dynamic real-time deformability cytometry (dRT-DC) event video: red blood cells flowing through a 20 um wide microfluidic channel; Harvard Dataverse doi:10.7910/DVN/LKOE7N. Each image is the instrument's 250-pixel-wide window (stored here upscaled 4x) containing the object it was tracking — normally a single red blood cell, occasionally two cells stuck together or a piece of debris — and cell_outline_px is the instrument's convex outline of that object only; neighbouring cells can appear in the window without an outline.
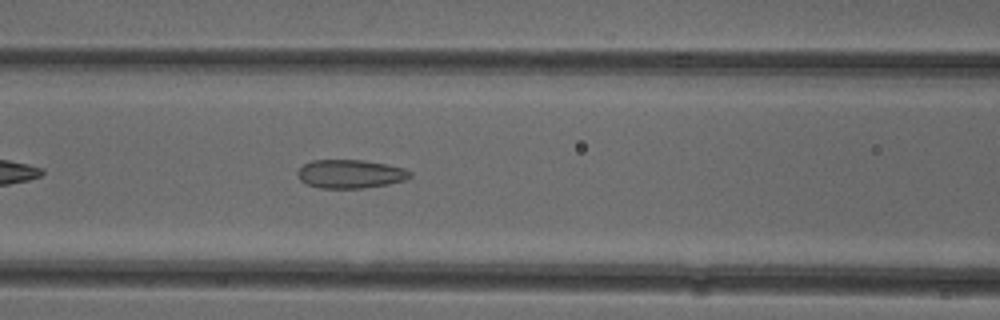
{"species": "common noctule bat (a hibernating species)", "species_latin": "Nyctalus noctula", "temperature_condition": "cold", "stored_images_in_passage": 39, "camera_frame_rate_fps": 3000, "um_per_image_px": 0.085, "animal": {"sex": "female"}, "frame": {"image": 1, "passage_image": 9, "time_ms": 2.667, "image_size_px": [1000, 320], "cell_outline_px": [[412, 176], [404, 180], [388, 184], [364, 188], [320, 188], [308, 184], [300, 180], [296, 176], [296, 172], [304, 164], [312, 160], [364, 160], [404, 168], [412, 172]], "centroid_in_image_um": [29.76, 14.78], "position_along_channel_um": 136.8, "area_um2": 18.73}}
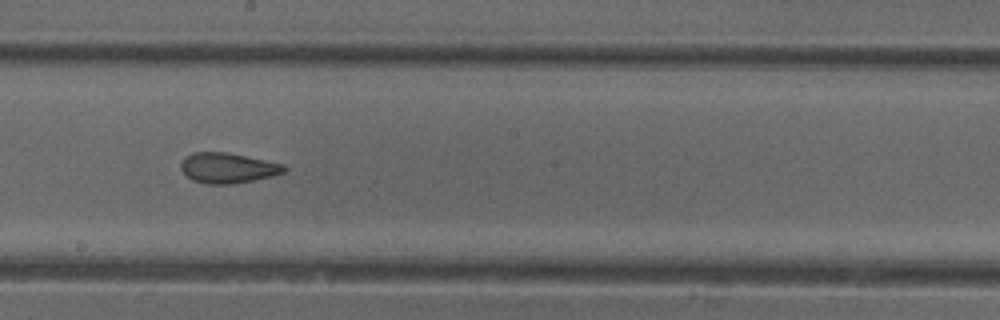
{"frame": {"image": 2, "passage_image": 16, "time_ms": 5.0, "image_size_px": [1000, 320], "cell_outline_px": [[288, 168], [284, 172], [272, 176], [232, 184], [208, 184], [192, 180], [180, 168], [180, 164], [192, 152], [228, 152], [284, 164]], "centroid_in_image_um": [19.38, 14.27], "position_along_channel_um": 228.8, "area_um2": 18.09}}
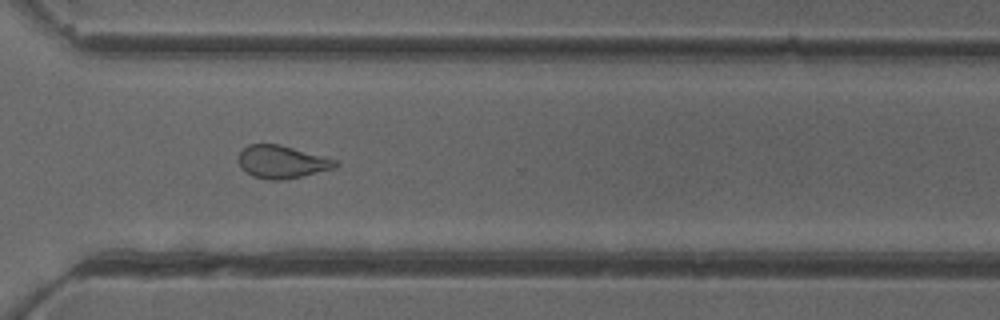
{"frame": {"image": 3, "passage_image": 25, "time_ms": 8.0, "image_size_px": [1000, 320], "cell_outline_px": [[340, 164], [336, 168], [284, 180], [268, 180], [252, 176], [240, 168], [236, 160], [240, 152], [248, 144], [280, 144], [324, 156], [336, 160]], "centroid_in_image_um": [23.94, 13.76], "position_along_channel_um": 346.7, "area_um2": 18.79}, "authors_computed_cell_mechanics": {"area_um2": 18.8428, "velocity_mm_per_s": 3.9375, "shape_relaxation_time_tau1_ms": null, "shape_relaxation_time_tau2_ms": 1.5141, "deformation_change_tau1": null, "deformation_change_tau2": 0.0804}}